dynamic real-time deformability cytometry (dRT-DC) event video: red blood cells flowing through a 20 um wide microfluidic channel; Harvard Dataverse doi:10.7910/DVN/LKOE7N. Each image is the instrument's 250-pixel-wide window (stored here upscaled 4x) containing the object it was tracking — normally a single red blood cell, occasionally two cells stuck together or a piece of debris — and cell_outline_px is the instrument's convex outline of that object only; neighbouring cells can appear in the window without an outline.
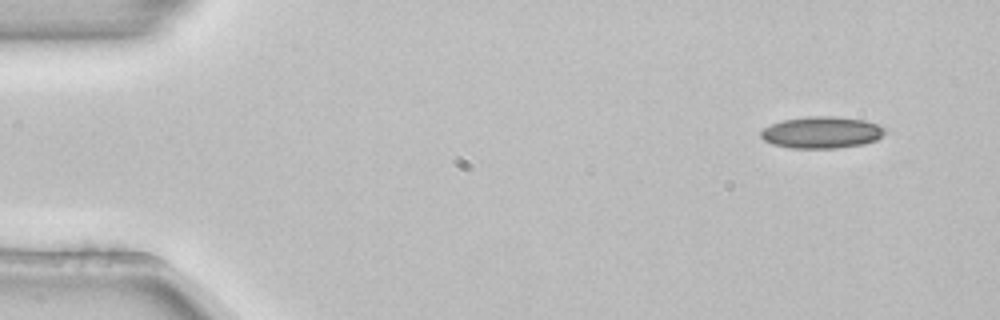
{"species": "common noctule bat (a hibernating species)", "species_latin": "Nyctalus noctula", "temperature_condition": "room temperature", "stored_images_in_passage": 4, "segment_of_instrument_passage": [2, 2], "camera_frame_rate_fps": 3000, "um_per_image_px": 0.085, "animal": {"sex": "female", "body_mass_g": 22.7, "forearm_length_mm": 54.2}, "frame": {"image": 1, "passage_image": 4, "time_ms": 1.0, "image_size_px": [1000, 320], "cell_outline_px": [[888, 132], [876, 140], [864, 144], [836, 148], [792, 148], [772, 144], [764, 140], [760, 136], [760, 132], [764, 128], [772, 124], [784, 120], [808, 116], [832, 116], [864, 120], [876, 124], [884, 128]], "centroid_in_image_um": [69.86, 11.26], "position_along_channel_um": 15.1, "area_um2": 22.89}}